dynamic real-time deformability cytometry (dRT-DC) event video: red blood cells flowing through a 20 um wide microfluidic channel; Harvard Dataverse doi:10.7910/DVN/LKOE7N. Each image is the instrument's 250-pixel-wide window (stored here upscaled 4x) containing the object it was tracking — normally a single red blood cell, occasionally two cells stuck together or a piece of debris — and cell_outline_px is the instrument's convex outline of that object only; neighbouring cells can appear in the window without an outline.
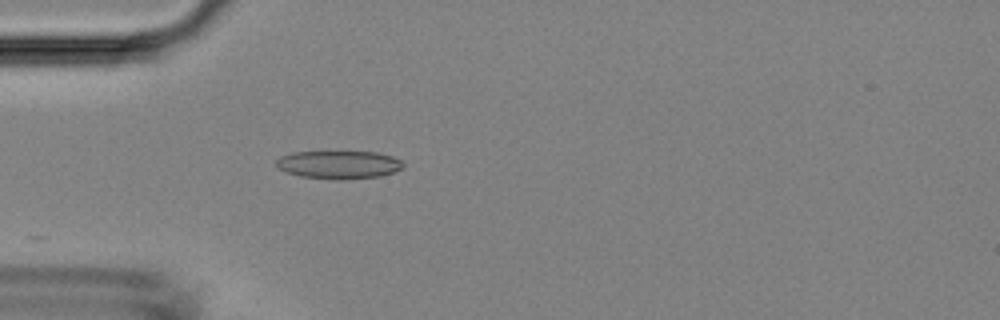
{"species": "Egyptian fruit bat (a non-hibernating species)", "species_latin": "Rousettus aegyptiacus", "temperature_condition": "room temperature", "stored_images_in_passage": 3, "camera_frame_rate_fps": 3000, "um_per_image_px": 0.085, "animal": {"sex": "female"}, "frame": {"image": 1, "passage_image": 3, "time_ms": 2.333, "image_size_px": [1000, 320], "cell_outline_px": [[404, 168], [380, 176], [344, 180], [336, 180], [300, 176], [276, 168], [276, 160], [280, 156], [292, 152], [376, 152], [392, 156], [400, 160], [404, 164]], "centroid_in_image_um": [28.79, 14.0], "position_along_channel_um": 56.2, "area_um2": 20.87}}